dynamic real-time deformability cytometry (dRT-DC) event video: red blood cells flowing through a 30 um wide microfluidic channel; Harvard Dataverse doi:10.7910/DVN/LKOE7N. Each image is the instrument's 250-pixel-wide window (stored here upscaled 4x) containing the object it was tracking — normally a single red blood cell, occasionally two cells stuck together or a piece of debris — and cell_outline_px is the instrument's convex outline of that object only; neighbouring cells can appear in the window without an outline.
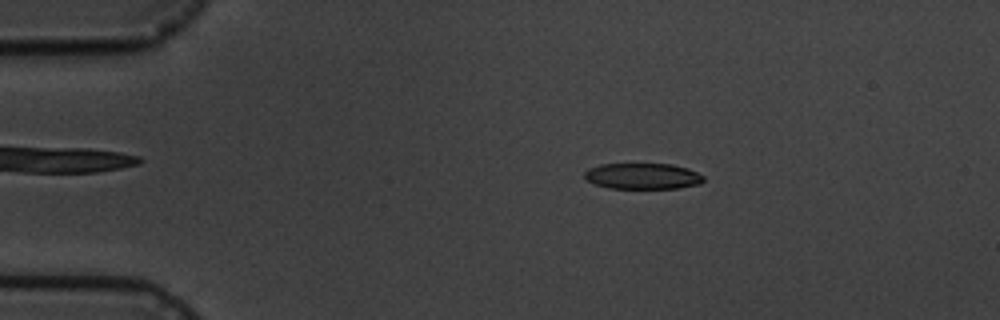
{"species": "common noctule bat (a hibernating species)", "species_latin": "Nyctalus noctula", "temperature_condition": "cold", "stored_images_in_passage": 6, "camera_frame_rate_fps": 3000, "um_per_image_px": 0.085, "animal": {"sex": "male", "body_mass_g": 19.5, "forearm_length_mm": 54.6}, "frame": {"image": 1, "passage_image": 2, "time_ms": 1.0, "image_size_px": [1000, 320], "cell_outline_px": [[704, 180], [700, 184], [680, 188], [608, 188], [596, 184], [588, 180], [584, 176], [584, 172], [588, 168], [600, 164], [672, 164], [688, 168], [704, 176]], "centroid_in_image_um": [54.64, 14.97], "position_along_channel_um": 30.4, "area_um2": 18.03}}
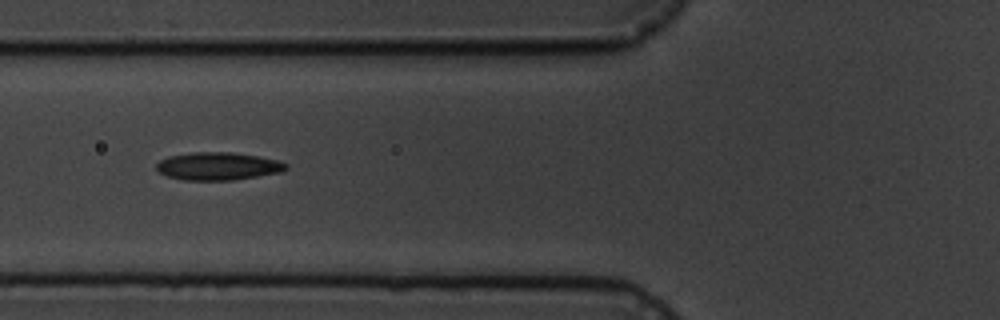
{"frame": {"image": 2, "passage_image": 5, "time_ms": 4.667, "image_size_px": [1000, 320], "cell_outline_px": [[288, 168], [284, 172], [232, 180], [184, 180], [168, 176], [160, 172], [156, 168], [156, 164], [160, 160], [168, 156], [192, 152], [228, 152], [256, 156], [280, 160], [288, 164]], "centroid_in_image_um": [18.56, 14.12], "position_along_channel_um": 107.2, "area_um2": 21.04}}
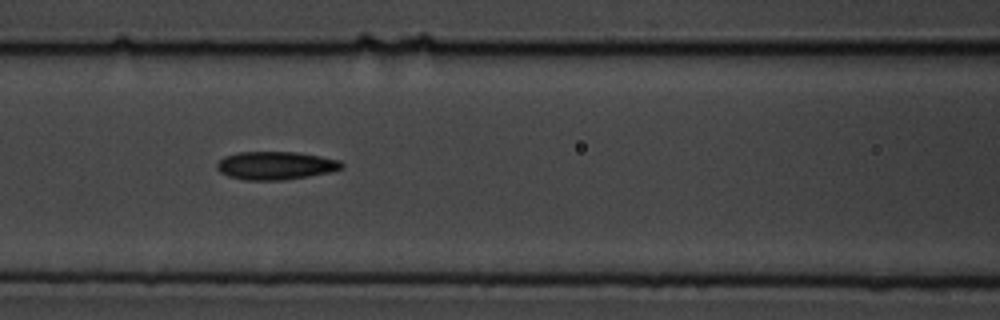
{"frame": {"image": 3, "passage_image": 6, "time_ms": 5.667, "image_size_px": [1000, 320], "cell_outline_px": [[344, 168], [332, 172], [284, 180], [244, 180], [228, 176], [220, 172], [216, 168], [216, 164], [224, 156], [236, 152], [296, 152], [320, 156], [340, 160], [344, 164]], "centroid_in_image_um": [23.44, 14.07], "position_along_channel_um": 143.2, "area_um2": 20.63}}